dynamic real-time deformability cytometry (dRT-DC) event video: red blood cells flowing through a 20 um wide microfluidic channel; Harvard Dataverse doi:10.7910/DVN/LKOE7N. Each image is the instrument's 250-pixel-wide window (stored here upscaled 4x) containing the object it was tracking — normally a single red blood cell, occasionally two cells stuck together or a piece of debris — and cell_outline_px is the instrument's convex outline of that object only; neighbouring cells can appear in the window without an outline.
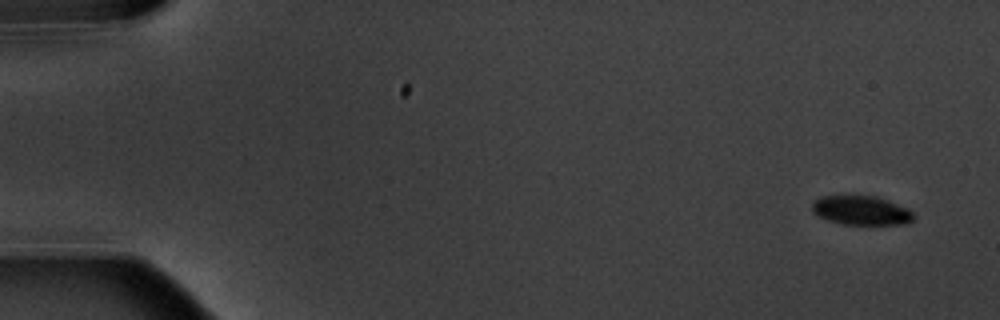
{"species": "common noctule bat (a hibernating species)", "species_latin": "Nyctalus noctula", "temperature_condition": "warm", "stored_images_in_passage": 7, "camera_frame_rate_fps": 3000, "um_per_image_px": 0.085, "animal": {"sex": "male", "body_mass_g": 20.1, "forearm_length_mm": 53.5}, "frame": {"image": 1, "passage_image": 1, "time_ms": 0.0, "image_size_px": [1000, 320], "cell_outline_px": [[916, 216], [908, 224], [844, 224], [828, 220], [816, 216], [812, 212], [812, 204], [820, 196], [876, 196], [888, 200], [908, 208]], "centroid_in_image_um": [73.22, 17.89], "position_along_channel_um": 11.8, "area_um2": 17.28}}
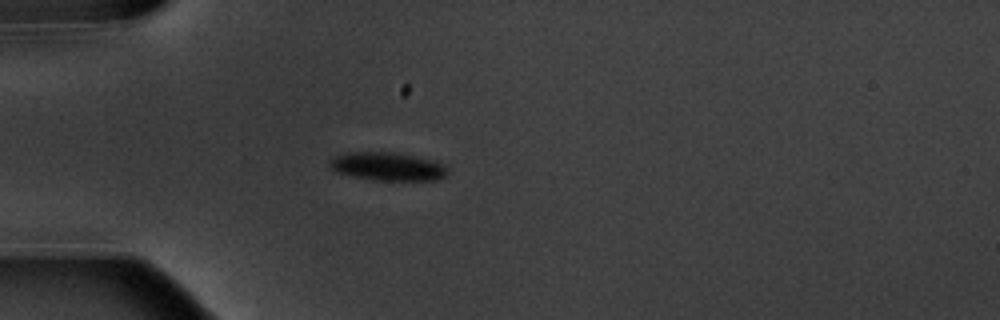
{"frame": {"image": 2, "passage_image": 5, "time_ms": 4.667, "image_size_px": [1000, 320], "cell_outline_px": [[448, 172], [444, 176], [436, 180], [372, 180], [336, 172], [328, 164], [328, 160], [336, 156], [348, 152], [392, 152], [412, 156], [428, 160], [440, 164], [448, 168]], "centroid_in_image_um": [32.89, 14.15], "position_along_channel_um": 52.1, "area_um2": 19.07}}